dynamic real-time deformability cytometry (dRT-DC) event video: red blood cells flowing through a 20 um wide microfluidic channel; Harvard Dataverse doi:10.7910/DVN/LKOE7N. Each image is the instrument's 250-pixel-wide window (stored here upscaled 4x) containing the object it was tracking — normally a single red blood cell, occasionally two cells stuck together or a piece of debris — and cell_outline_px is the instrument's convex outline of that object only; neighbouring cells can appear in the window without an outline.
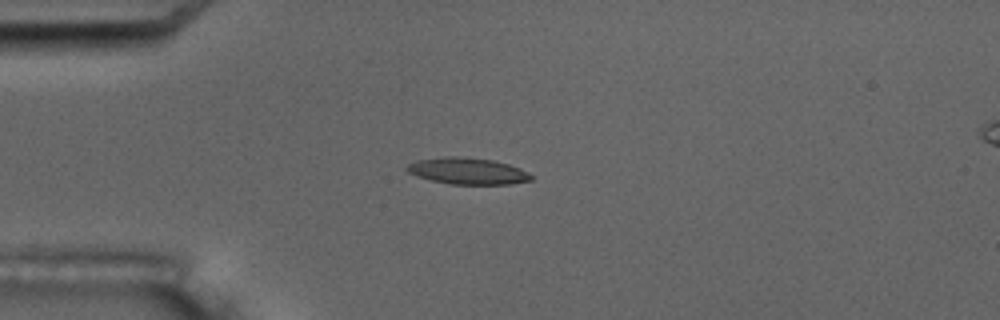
{"species": "common noctule bat (a hibernating species)", "species_latin": "Nyctalus noctula", "temperature_condition": "room temperature", "stored_images_in_passage": 7, "camera_frame_rate_fps": 3000, "um_per_image_px": 0.085, "animal": {"sex": "male", "body_mass_g": 17.5, "forearm_length_mm": 52.3}, "frame": {"image": 1, "passage_image": 1, "time_ms": 0.0, "image_size_px": [1000, 320], "cell_outline_px": [[532, 180], [512, 184], [448, 184], [416, 176], [408, 172], [404, 168], [408, 164], [416, 160], [444, 156], [456, 156], [492, 160], [508, 164], [520, 168], [528, 172], [532, 176]], "centroid_in_image_um": [39.72, 14.54], "position_along_channel_um": 45.3, "area_um2": 19.25}}
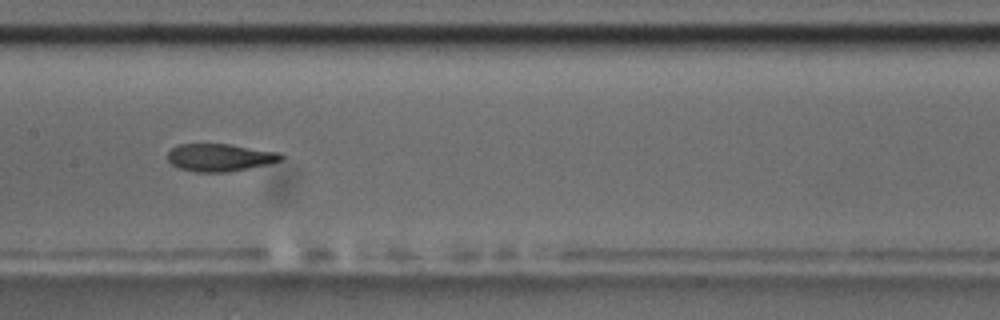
{"frame": {"image": 2, "passage_image": 5, "time_ms": 4.667, "image_size_px": [1000, 320], "cell_outline_px": [[284, 156], [280, 160], [268, 164], [228, 172], [196, 172], [180, 168], [172, 164], [168, 160], [168, 152], [172, 148], [180, 144], [232, 144], [280, 152]], "centroid_in_image_um": [18.71, 13.38], "position_along_channel_um": 188.7, "area_um2": 18.21}}